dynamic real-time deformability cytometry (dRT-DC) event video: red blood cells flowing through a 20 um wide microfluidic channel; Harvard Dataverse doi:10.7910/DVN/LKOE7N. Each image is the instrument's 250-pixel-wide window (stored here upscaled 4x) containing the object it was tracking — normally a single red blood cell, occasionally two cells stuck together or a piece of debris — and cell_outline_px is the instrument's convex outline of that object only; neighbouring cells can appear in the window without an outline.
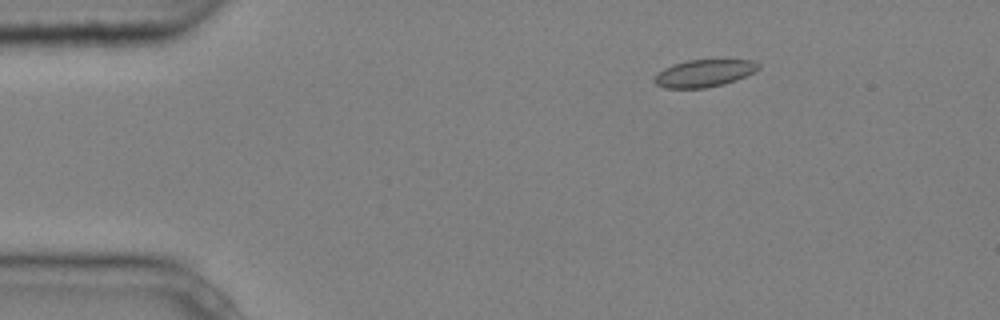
{"species": "common noctule bat (a hibernating species)", "species_latin": "Nyctalus noctula", "temperature_condition": "cold", "stored_images_in_passage": 4, "camera_frame_rate_fps": 3000, "um_per_image_px": 0.085, "animal": {"sex": "male", "body_mass_g": 20.4}, "frame": {"image": 1, "passage_image": 2, "time_ms": 0.333, "image_size_px": [1000, 320], "cell_outline_px": [[760, 68], [756, 72], [736, 80], [724, 84], [704, 88], [664, 88], [656, 84], [652, 80], [664, 68], [672, 64], [688, 60], [756, 60], [760, 64]], "centroid_in_image_um": [59.89, 6.22], "position_along_channel_um": 25.1, "area_um2": 16.65}}